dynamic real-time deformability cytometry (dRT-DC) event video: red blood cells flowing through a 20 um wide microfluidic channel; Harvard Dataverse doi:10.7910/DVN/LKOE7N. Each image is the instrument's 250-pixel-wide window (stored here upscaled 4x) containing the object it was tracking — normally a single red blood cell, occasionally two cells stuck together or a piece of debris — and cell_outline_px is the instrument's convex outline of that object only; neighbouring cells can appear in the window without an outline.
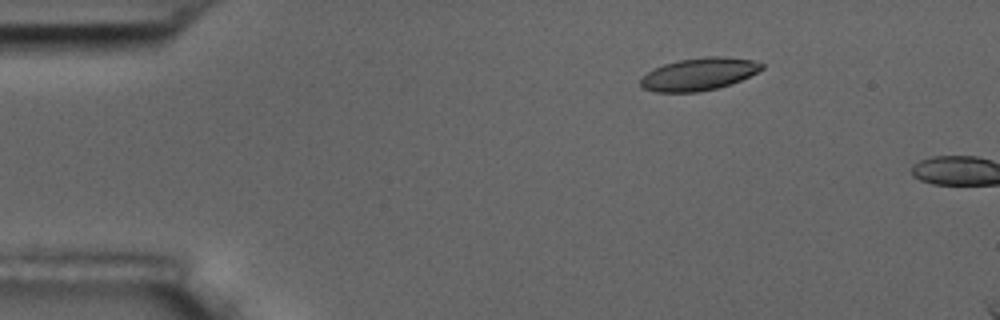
{"species": "common noctule bat (a hibernating species)", "species_latin": "Nyctalus noctula", "temperature_condition": "room temperature", "stored_images_in_passage": 4, "camera_frame_rate_fps": 3000, "um_per_image_px": 0.085, "animal": {"sex": "male", "body_mass_g": 17.5, "forearm_length_mm": 52.3}, "frame": {"image": 1, "passage_image": 3, "time_ms": 2.333, "image_size_px": [1000, 320], "cell_outline_px": [[764, 68], [740, 80], [716, 88], [696, 92], [656, 92], [644, 88], [640, 84], [640, 80], [648, 72], [664, 64], [680, 60], [704, 56], [724, 56], [752, 60], [764, 64]], "centroid_in_image_um": [59.41, 6.29], "position_along_channel_um": 25.6, "area_um2": 22.6}}